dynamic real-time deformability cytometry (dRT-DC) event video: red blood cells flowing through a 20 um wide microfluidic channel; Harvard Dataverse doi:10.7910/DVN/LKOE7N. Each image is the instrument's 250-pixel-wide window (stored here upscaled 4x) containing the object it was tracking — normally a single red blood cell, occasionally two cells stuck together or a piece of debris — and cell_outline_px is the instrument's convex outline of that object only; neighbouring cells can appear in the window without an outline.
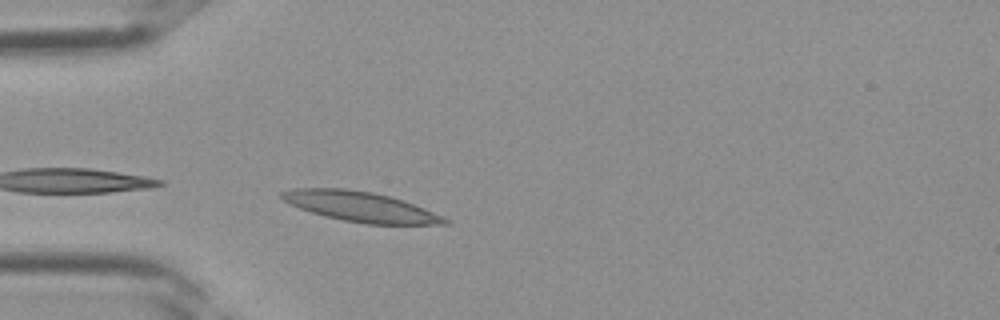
{"species": "Egyptian fruit bat (a non-hibernating species)", "species_latin": "Rousettus aegyptiacus", "temperature_condition": "room temperature", "stored_images_in_passage": 4, "camera_frame_rate_fps": 3000, "um_per_image_px": 0.085, "frame": {"image": 1, "passage_image": 1, "time_ms": 0.0, "image_size_px": [1000, 320], "cell_outline_px": [[452, 224], [368, 224], [344, 220], [324, 216], [300, 208], [284, 200], [280, 196], [280, 192], [292, 188], [344, 188], [372, 192], [392, 196], [424, 208], [444, 216], [452, 220]], "centroid_in_image_um": [30.7, 17.56], "position_along_channel_um": 54.3, "area_um2": 28.5}}
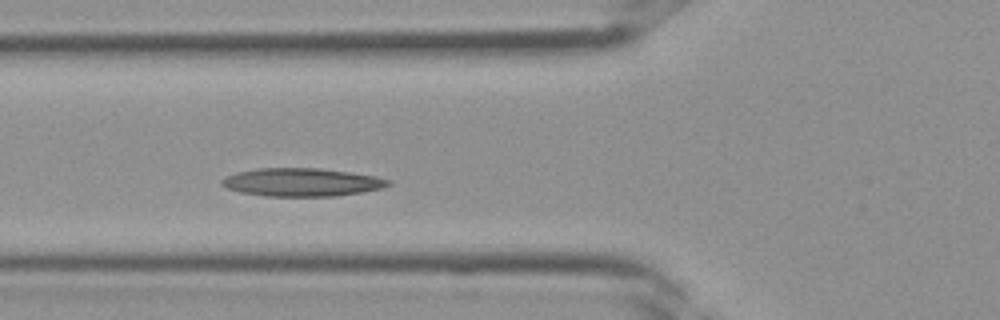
{"frame": {"image": 2, "passage_image": 4, "time_ms": 1.0, "image_size_px": [1000, 320], "cell_outline_px": [[392, 184], [380, 188], [360, 192], [336, 196], [264, 196], [240, 192], [228, 188], [220, 184], [220, 180], [236, 172], [256, 168], [320, 168], [376, 176], [392, 180]], "centroid_in_image_um": [25.64, 15.48], "position_along_channel_um": 100.2, "area_um2": 27.28}}